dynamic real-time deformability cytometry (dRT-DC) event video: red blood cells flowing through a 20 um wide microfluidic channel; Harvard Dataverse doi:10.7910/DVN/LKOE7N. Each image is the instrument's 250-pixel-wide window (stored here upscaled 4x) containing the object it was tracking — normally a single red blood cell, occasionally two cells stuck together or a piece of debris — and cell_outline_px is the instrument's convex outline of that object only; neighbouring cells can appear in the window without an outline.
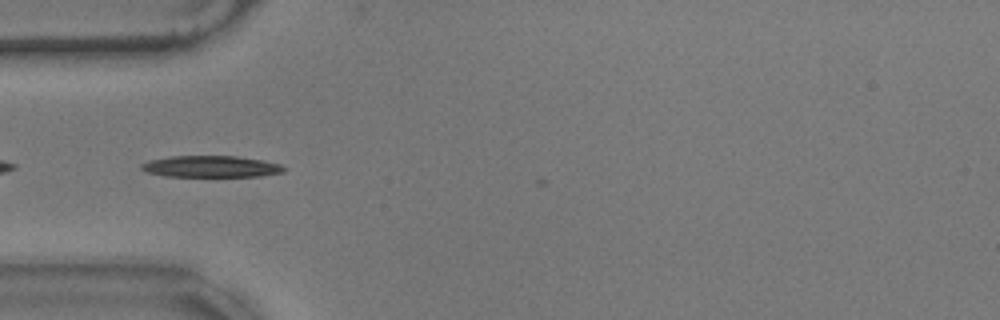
{"species": "common noctule bat (a hibernating species)", "species_latin": "Nyctalus noctula", "temperature_condition": "warm", "stored_images_in_passage": 4, "camera_frame_rate_fps": 3000, "um_per_image_px": 0.085, "animal": {"sex": "male", "body_mass_g": 17.9}, "frame": {"image": 1, "passage_image": 2, "time_ms": 0.333, "image_size_px": [1000, 320], "cell_outline_px": [[288, 168], [284, 172], [260, 176], [168, 176], [148, 172], [140, 168], [140, 164], [148, 160], [172, 156], [236, 156], [260, 160], [280, 164]], "centroid_in_image_um": [17.94, 14.15], "position_along_channel_um": 67.1, "area_um2": 17.74}}